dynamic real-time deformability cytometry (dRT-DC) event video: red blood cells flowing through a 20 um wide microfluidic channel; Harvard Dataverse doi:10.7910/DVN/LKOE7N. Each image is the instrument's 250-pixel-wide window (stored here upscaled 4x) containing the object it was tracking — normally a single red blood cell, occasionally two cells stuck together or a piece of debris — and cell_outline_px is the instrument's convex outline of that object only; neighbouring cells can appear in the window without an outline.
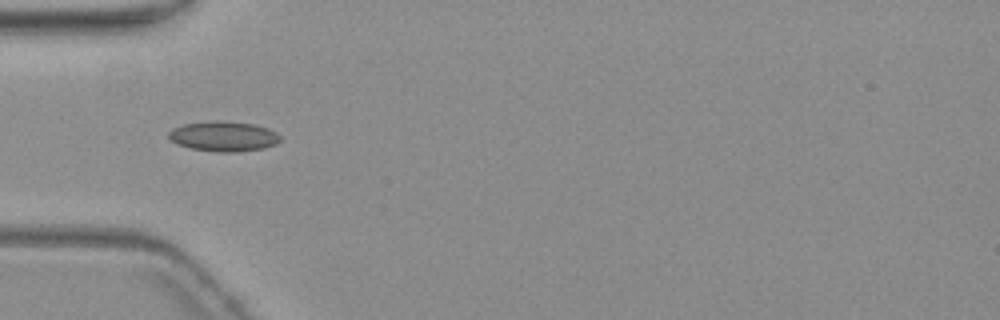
{"species": "common noctule bat (a hibernating species)", "species_latin": "Nyctalus noctula", "temperature_condition": "warm", "stored_images_in_passage": 9, "camera_frame_rate_fps": 3000, "um_per_image_px": 0.085, "animal": {"sex": "female", "body_mass_g": 19.3, "forearm_length_mm": 54.1}, "frame": {"image": 1, "passage_image": 6, "time_ms": 6.0, "image_size_px": [1000, 320], "cell_outline_px": [[280, 140], [276, 144], [264, 148], [236, 152], [220, 152], [192, 148], [176, 144], [168, 136], [168, 132], [172, 128], [184, 124], [208, 120], [220, 120], [256, 124], [268, 128], [276, 132], [280, 136]], "centroid_in_image_um": [19.01, 11.57], "position_along_channel_um": 66.0, "area_um2": 19.71}}
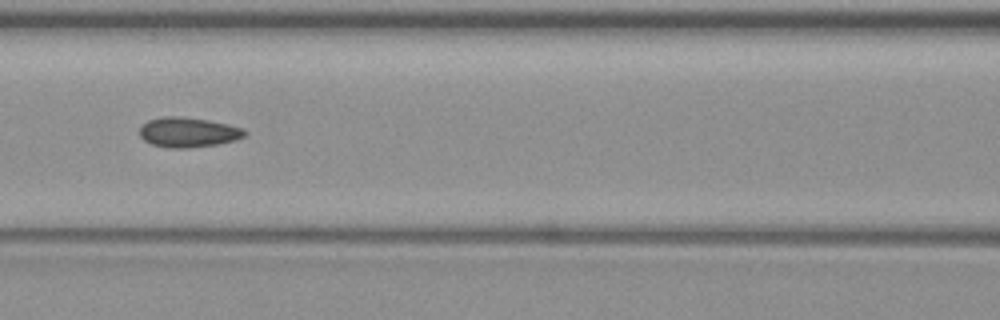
{"frame": {"image": 2, "passage_image": 8, "time_ms": 8.333, "image_size_px": [1000, 320], "cell_outline_px": [[248, 132], [244, 136], [236, 140], [216, 144], [188, 148], [168, 148], [152, 144], [144, 140], [140, 136], [140, 124], [148, 120], [164, 116], [180, 116], [208, 120], [228, 124], [244, 128]], "centroid_in_image_um": [15.99, 11.23], "position_along_channel_um": 150.6, "area_um2": 18.44}}
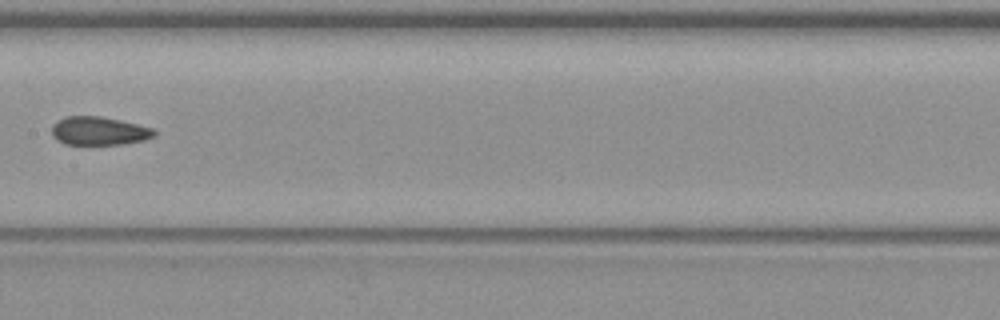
{"frame": {"image": 3, "passage_image": 9, "time_ms": 9.667, "image_size_px": [1000, 320], "cell_outline_px": [[156, 136], [144, 140], [124, 144], [64, 144], [56, 140], [52, 136], [52, 124], [56, 120], [64, 116], [100, 116], [120, 120], [152, 128], [156, 132]], "centroid_in_image_um": [8.38, 11.12], "position_along_channel_um": 199.0, "area_um2": 17.11}}